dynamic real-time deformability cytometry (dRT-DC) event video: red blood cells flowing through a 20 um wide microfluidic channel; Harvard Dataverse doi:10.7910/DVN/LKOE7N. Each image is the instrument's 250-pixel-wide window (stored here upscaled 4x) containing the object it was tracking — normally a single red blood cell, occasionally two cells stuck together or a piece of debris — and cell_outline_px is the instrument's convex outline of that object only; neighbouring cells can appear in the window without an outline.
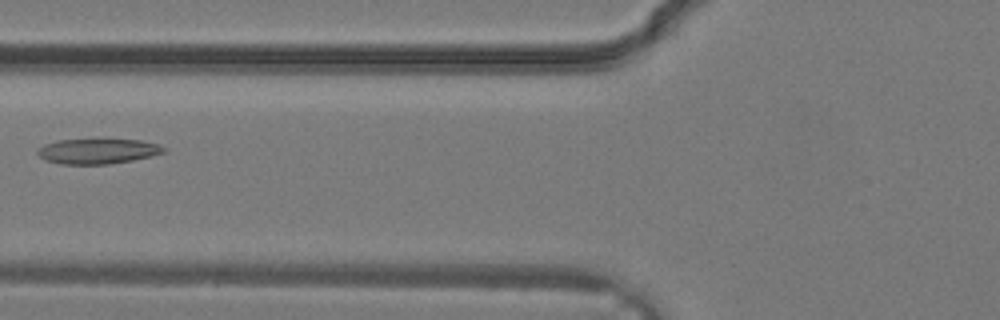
{"species": "common noctule bat (a hibernating species)", "species_latin": "Nyctalus noctula", "temperature_condition": "warm", "stored_images_in_passage": 28, "camera_frame_rate_fps": 3000, "um_per_image_px": 0.085, "animal": {"sex": "male", "body_mass_g": 19.2, "forearm_length_mm": 51.8}, "frame": {"image": 1, "passage_image": 9, "time_ms": 2.667, "image_size_px": [1000, 320], "cell_outline_px": [[168, 148], [164, 152], [132, 160], [108, 164], [60, 164], [48, 160], [40, 156], [36, 152], [44, 144], [56, 140], [140, 140], [160, 144]], "centroid_in_image_um": [8.32, 12.85], "position_along_channel_um": 117.5, "area_um2": 18.21}}
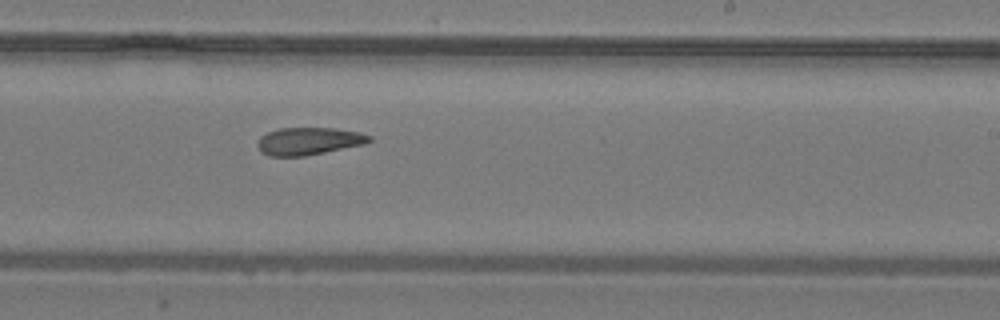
{"frame": {"image": 2, "passage_image": 16, "time_ms": 5.0, "image_size_px": [1000, 320], "cell_outline_px": [[372, 140], [368, 144], [304, 156], [268, 156], [260, 152], [256, 144], [260, 136], [268, 132], [280, 128], [332, 128], [360, 132], [372, 136]], "centroid_in_image_um": [26.26, 12.0], "position_along_channel_um": 262.7, "area_um2": 18.15}}
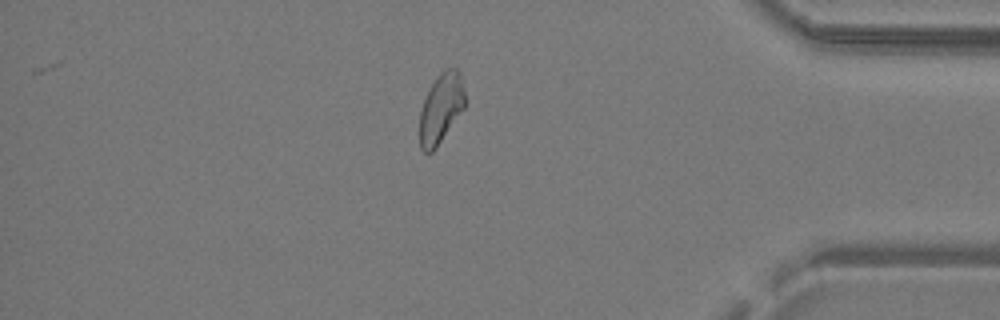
{"frame": {"image": 3, "passage_image": 24, "time_ms": 7.667, "image_size_px": [1000, 320], "cell_outline_px": [[464, 108], [436, 148], [432, 152], [424, 152], [420, 148], [420, 112], [424, 100], [432, 84], [440, 72], [444, 68], [456, 68], [460, 72], [464, 88]], "centroid_in_image_um": [37.49, 9.2], "position_along_channel_um": 397.7, "area_um2": 18.21}}